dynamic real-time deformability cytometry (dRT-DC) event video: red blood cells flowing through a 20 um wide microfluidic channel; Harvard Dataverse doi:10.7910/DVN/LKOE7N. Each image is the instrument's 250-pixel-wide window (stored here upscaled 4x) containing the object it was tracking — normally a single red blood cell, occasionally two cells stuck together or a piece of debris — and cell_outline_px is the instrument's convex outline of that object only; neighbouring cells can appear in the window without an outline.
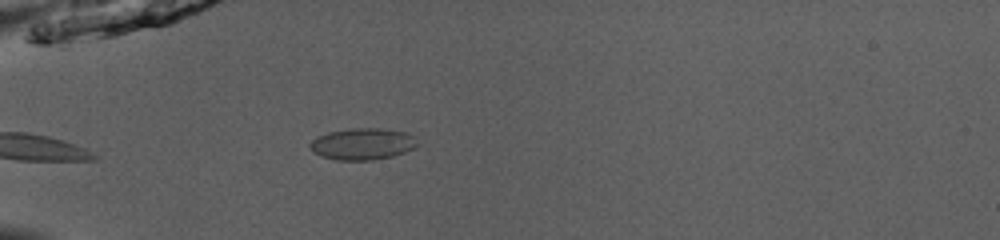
{"species": "common noctule bat (a hibernating species)", "species_latin": "Nyctalus noctula", "temperature_condition": "room temperature", "stored_images_in_passage": 34, "camera_frame_rate_fps": 3000, "um_per_image_px": 0.085, "animal": {"sex": "male", "body_mass_g": 13.0, "forearm_length_mm": 53.1}, "frame": {"image": 1, "passage_image": 1, "time_ms": 0.0, "image_size_px": [1000, 240], "cell_outline_px": [[420, 144], [404, 152], [392, 156], [372, 160], [336, 160], [320, 156], [312, 152], [308, 148], [308, 144], [312, 140], [328, 132], [352, 128], [380, 128], [404, 132], [416, 136]], "centroid_in_image_um": [30.81, 12.24], "position_along_channel_um": 54.2, "area_um2": 19.94}}
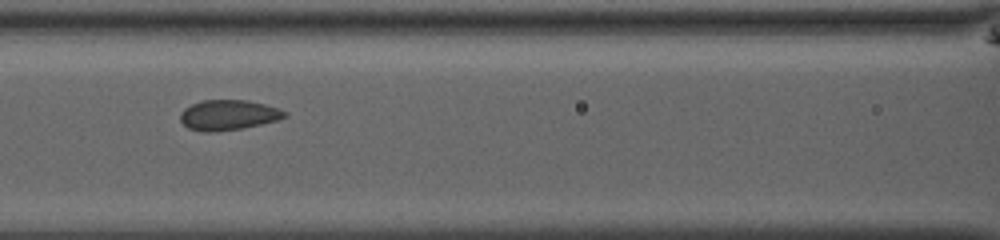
{"frame": {"image": 2, "passage_image": 9, "time_ms": 2.667, "image_size_px": [1000, 240], "cell_outline_px": [[288, 116], [276, 120], [260, 124], [240, 128], [212, 132], [204, 132], [188, 128], [180, 120], [180, 112], [184, 108], [192, 104], [204, 100], [248, 100], [280, 108], [288, 112]], "centroid_in_image_um": [19.41, 9.76], "position_along_channel_um": 147.2, "area_um2": 18.32}}
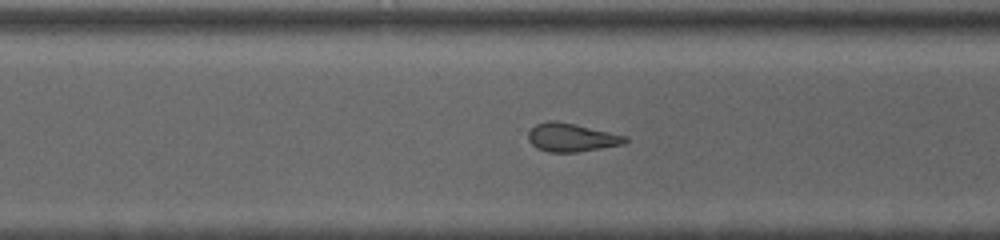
{"frame": {"image": 3, "passage_image": 19, "time_ms": 6.0, "image_size_px": [1000, 240], "cell_outline_px": [[628, 140], [624, 144], [576, 152], [548, 152], [536, 148], [528, 140], [528, 132], [536, 124], [548, 120], [556, 120], [576, 124], [628, 136]], "centroid_in_image_um": [48.57, 11.67], "position_along_channel_um": 322.0, "area_um2": 16.13}, "authors_computed_cell_mechanics": {"area_um2": 18.1492, "velocity_mm_per_s": 3.9837, "shape_relaxation_time_tau1_ms": null, "shape_relaxation_time_tau2_ms": 2.421, "deformation_change_tau1": null, "deformation_change_tau2": 0.0842}}